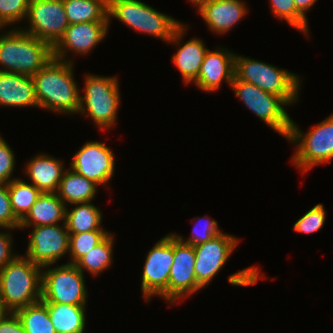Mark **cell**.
<instances>
[{"mask_svg":"<svg viewBox=\"0 0 333 333\" xmlns=\"http://www.w3.org/2000/svg\"><path fill=\"white\" fill-rule=\"evenodd\" d=\"M71 60L52 58L32 76L40 108L61 114L79 113L80 92L73 74Z\"/></svg>","mask_w":333,"mask_h":333,"instance_id":"obj_1","label":"cell"},{"mask_svg":"<svg viewBox=\"0 0 333 333\" xmlns=\"http://www.w3.org/2000/svg\"><path fill=\"white\" fill-rule=\"evenodd\" d=\"M111 16L135 31L153 35L179 46L187 27L140 0H108L109 20Z\"/></svg>","mask_w":333,"mask_h":333,"instance_id":"obj_2","label":"cell"},{"mask_svg":"<svg viewBox=\"0 0 333 333\" xmlns=\"http://www.w3.org/2000/svg\"><path fill=\"white\" fill-rule=\"evenodd\" d=\"M53 58V47L16 27L0 35L1 72L33 76Z\"/></svg>","mask_w":333,"mask_h":333,"instance_id":"obj_3","label":"cell"},{"mask_svg":"<svg viewBox=\"0 0 333 333\" xmlns=\"http://www.w3.org/2000/svg\"><path fill=\"white\" fill-rule=\"evenodd\" d=\"M42 268L17 255L0 270V297L11 312L41 301Z\"/></svg>","mask_w":333,"mask_h":333,"instance_id":"obj_4","label":"cell"},{"mask_svg":"<svg viewBox=\"0 0 333 333\" xmlns=\"http://www.w3.org/2000/svg\"><path fill=\"white\" fill-rule=\"evenodd\" d=\"M234 76L265 92L280 96L289 105L298 100L300 78L287 70L235 54Z\"/></svg>","mask_w":333,"mask_h":333,"instance_id":"obj_5","label":"cell"},{"mask_svg":"<svg viewBox=\"0 0 333 333\" xmlns=\"http://www.w3.org/2000/svg\"><path fill=\"white\" fill-rule=\"evenodd\" d=\"M118 82L115 76L88 73L85 77V92L80 95L79 112L88 114L99 129H110L116 124L120 103Z\"/></svg>","mask_w":333,"mask_h":333,"instance_id":"obj_6","label":"cell"},{"mask_svg":"<svg viewBox=\"0 0 333 333\" xmlns=\"http://www.w3.org/2000/svg\"><path fill=\"white\" fill-rule=\"evenodd\" d=\"M296 143V152L291 161L302 173L315 165L332 162L333 159V114L315 125L307 133L301 132L291 120L290 133L287 138Z\"/></svg>","mask_w":333,"mask_h":333,"instance_id":"obj_7","label":"cell"},{"mask_svg":"<svg viewBox=\"0 0 333 333\" xmlns=\"http://www.w3.org/2000/svg\"><path fill=\"white\" fill-rule=\"evenodd\" d=\"M230 86L236 96L259 119L284 138H288L292 119L284 108L288 104L280 96L265 92L256 85L241 81L235 76Z\"/></svg>","mask_w":333,"mask_h":333,"instance_id":"obj_8","label":"cell"},{"mask_svg":"<svg viewBox=\"0 0 333 333\" xmlns=\"http://www.w3.org/2000/svg\"><path fill=\"white\" fill-rule=\"evenodd\" d=\"M42 271V301L68 305H86L84 272L75 264L58 265Z\"/></svg>","mask_w":333,"mask_h":333,"instance_id":"obj_9","label":"cell"},{"mask_svg":"<svg viewBox=\"0 0 333 333\" xmlns=\"http://www.w3.org/2000/svg\"><path fill=\"white\" fill-rule=\"evenodd\" d=\"M173 257L174 233L161 238L147 253L141 282V291L147 302L154 295L168 301V281Z\"/></svg>","mask_w":333,"mask_h":333,"instance_id":"obj_10","label":"cell"},{"mask_svg":"<svg viewBox=\"0 0 333 333\" xmlns=\"http://www.w3.org/2000/svg\"><path fill=\"white\" fill-rule=\"evenodd\" d=\"M27 18L28 30L20 29L52 47L69 26L63 0H29Z\"/></svg>","mask_w":333,"mask_h":333,"instance_id":"obj_11","label":"cell"},{"mask_svg":"<svg viewBox=\"0 0 333 333\" xmlns=\"http://www.w3.org/2000/svg\"><path fill=\"white\" fill-rule=\"evenodd\" d=\"M69 235L65 223L33 227L26 257L43 268L50 267L69 253Z\"/></svg>","mask_w":333,"mask_h":333,"instance_id":"obj_12","label":"cell"},{"mask_svg":"<svg viewBox=\"0 0 333 333\" xmlns=\"http://www.w3.org/2000/svg\"><path fill=\"white\" fill-rule=\"evenodd\" d=\"M238 242L234 235L221 233L205 243L194 246L195 277L202 288L209 285L213 277L220 272Z\"/></svg>","mask_w":333,"mask_h":333,"instance_id":"obj_13","label":"cell"},{"mask_svg":"<svg viewBox=\"0 0 333 333\" xmlns=\"http://www.w3.org/2000/svg\"><path fill=\"white\" fill-rule=\"evenodd\" d=\"M194 246L181 242L174 235V257L168 281V301L172 305L202 289L194 271Z\"/></svg>","mask_w":333,"mask_h":333,"instance_id":"obj_14","label":"cell"},{"mask_svg":"<svg viewBox=\"0 0 333 333\" xmlns=\"http://www.w3.org/2000/svg\"><path fill=\"white\" fill-rule=\"evenodd\" d=\"M114 161L113 152L105 143L91 141L75 153L70 168L96 184L105 186L114 174Z\"/></svg>","mask_w":333,"mask_h":333,"instance_id":"obj_15","label":"cell"},{"mask_svg":"<svg viewBox=\"0 0 333 333\" xmlns=\"http://www.w3.org/2000/svg\"><path fill=\"white\" fill-rule=\"evenodd\" d=\"M109 22L69 24L63 36L53 46V58L65 61L67 50L87 54L107 35Z\"/></svg>","mask_w":333,"mask_h":333,"instance_id":"obj_16","label":"cell"},{"mask_svg":"<svg viewBox=\"0 0 333 333\" xmlns=\"http://www.w3.org/2000/svg\"><path fill=\"white\" fill-rule=\"evenodd\" d=\"M193 4L198 7L210 31L217 34L231 30L247 12L241 0H196Z\"/></svg>","mask_w":333,"mask_h":333,"instance_id":"obj_17","label":"cell"},{"mask_svg":"<svg viewBox=\"0 0 333 333\" xmlns=\"http://www.w3.org/2000/svg\"><path fill=\"white\" fill-rule=\"evenodd\" d=\"M233 51L219 48L216 51H206L197 80L194 82L203 91L214 92L220 89L225 80L231 85L234 77Z\"/></svg>","mask_w":333,"mask_h":333,"instance_id":"obj_18","label":"cell"},{"mask_svg":"<svg viewBox=\"0 0 333 333\" xmlns=\"http://www.w3.org/2000/svg\"><path fill=\"white\" fill-rule=\"evenodd\" d=\"M39 107L32 76L0 71V106Z\"/></svg>","mask_w":333,"mask_h":333,"instance_id":"obj_19","label":"cell"},{"mask_svg":"<svg viewBox=\"0 0 333 333\" xmlns=\"http://www.w3.org/2000/svg\"><path fill=\"white\" fill-rule=\"evenodd\" d=\"M63 161L40 154L28 161L25 172L31 183L42 193H56L66 169Z\"/></svg>","mask_w":333,"mask_h":333,"instance_id":"obj_20","label":"cell"},{"mask_svg":"<svg viewBox=\"0 0 333 333\" xmlns=\"http://www.w3.org/2000/svg\"><path fill=\"white\" fill-rule=\"evenodd\" d=\"M67 205L57 193H41L27 215L20 221L19 228L65 223Z\"/></svg>","mask_w":333,"mask_h":333,"instance_id":"obj_21","label":"cell"},{"mask_svg":"<svg viewBox=\"0 0 333 333\" xmlns=\"http://www.w3.org/2000/svg\"><path fill=\"white\" fill-rule=\"evenodd\" d=\"M98 184L78 174L73 169H66L60 181L58 191L59 198L65 203L91 202L96 196Z\"/></svg>","mask_w":333,"mask_h":333,"instance_id":"obj_22","label":"cell"},{"mask_svg":"<svg viewBox=\"0 0 333 333\" xmlns=\"http://www.w3.org/2000/svg\"><path fill=\"white\" fill-rule=\"evenodd\" d=\"M201 39L193 38L180 46L172 61L181 73L184 83L195 82L198 78L204 55L208 48Z\"/></svg>","mask_w":333,"mask_h":333,"instance_id":"obj_23","label":"cell"},{"mask_svg":"<svg viewBox=\"0 0 333 333\" xmlns=\"http://www.w3.org/2000/svg\"><path fill=\"white\" fill-rule=\"evenodd\" d=\"M45 304L56 333H84L86 305Z\"/></svg>","mask_w":333,"mask_h":333,"instance_id":"obj_24","label":"cell"},{"mask_svg":"<svg viewBox=\"0 0 333 333\" xmlns=\"http://www.w3.org/2000/svg\"><path fill=\"white\" fill-rule=\"evenodd\" d=\"M69 24L110 22L108 0H63Z\"/></svg>","mask_w":333,"mask_h":333,"instance_id":"obj_25","label":"cell"},{"mask_svg":"<svg viewBox=\"0 0 333 333\" xmlns=\"http://www.w3.org/2000/svg\"><path fill=\"white\" fill-rule=\"evenodd\" d=\"M72 210L66 208L65 224L69 233H83L104 230L101 227L102 213L90 202L75 203Z\"/></svg>","mask_w":333,"mask_h":333,"instance_id":"obj_26","label":"cell"},{"mask_svg":"<svg viewBox=\"0 0 333 333\" xmlns=\"http://www.w3.org/2000/svg\"><path fill=\"white\" fill-rule=\"evenodd\" d=\"M114 236L109 233L100 243L83 255L76 263L82 272L89 271L92 275L101 274L112 263Z\"/></svg>","mask_w":333,"mask_h":333,"instance_id":"obj_27","label":"cell"},{"mask_svg":"<svg viewBox=\"0 0 333 333\" xmlns=\"http://www.w3.org/2000/svg\"><path fill=\"white\" fill-rule=\"evenodd\" d=\"M25 333H56L47 305L41 300L15 311Z\"/></svg>","mask_w":333,"mask_h":333,"instance_id":"obj_28","label":"cell"},{"mask_svg":"<svg viewBox=\"0 0 333 333\" xmlns=\"http://www.w3.org/2000/svg\"><path fill=\"white\" fill-rule=\"evenodd\" d=\"M8 183V191L12 211L16 218L21 221L29 212L39 195L42 193L32 183H26L20 178Z\"/></svg>","mask_w":333,"mask_h":333,"instance_id":"obj_29","label":"cell"},{"mask_svg":"<svg viewBox=\"0 0 333 333\" xmlns=\"http://www.w3.org/2000/svg\"><path fill=\"white\" fill-rule=\"evenodd\" d=\"M110 232L92 230L83 233H69L70 264H75L83 255L100 243Z\"/></svg>","mask_w":333,"mask_h":333,"instance_id":"obj_30","label":"cell"},{"mask_svg":"<svg viewBox=\"0 0 333 333\" xmlns=\"http://www.w3.org/2000/svg\"><path fill=\"white\" fill-rule=\"evenodd\" d=\"M272 13L281 20H286L293 28L308 34V23L297 9L294 0H270Z\"/></svg>","mask_w":333,"mask_h":333,"instance_id":"obj_31","label":"cell"},{"mask_svg":"<svg viewBox=\"0 0 333 333\" xmlns=\"http://www.w3.org/2000/svg\"><path fill=\"white\" fill-rule=\"evenodd\" d=\"M197 219L198 220L196 221V223H194L195 228H193L192 235L188 239L184 240L181 235H174L183 243L197 246L211 240L212 238L222 233V231L218 229L217 221H215L214 219L210 220L206 216L201 218L197 217ZM203 219L204 223L201 224V221H203Z\"/></svg>","mask_w":333,"mask_h":333,"instance_id":"obj_32","label":"cell"},{"mask_svg":"<svg viewBox=\"0 0 333 333\" xmlns=\"http://www.w3.org/2000/svg\"><path fill=\"white\" fill-rule=\"evenodd\" d=\"M325 208L321 203L315 205L312 209L304 214L301 218L297 220L294 224V231L298 233H316L319 231L324 223L326 218Z\"/></svg>","mask_w":333,"mask_h":333,"instance_id":"obj_33","label":"cell"},{"mask_svg":"<svg viewBox=\"0 0 333 333\" xmlns=\"http://www.w3.org/2000/svg\"><path fill=\"white\" fill-rule=\"evenodd\" d=\"M29 0H0V20L6 26L27 16Z\"/></svg>","mask_w":333,"mask_h":333,"instance_id":"obj_34","label":"cell"},{"mask_svg":"<svg viewBox=\"0 0 333 333\" xmlns=\"http://www.w3.org/2000/svg\"><path fill=\"white\" fill-rule=\"evenodd\" d=\"M20 221L12 211L8 185L0 182V228H19Z\"/></svg>","mask_w":333,"mask_h":333,"instance_id":"obj_35","label":"cell"},{"mask_svg":"<svg viewBox=\"0 0 333 333\" xmlns=\"http://www.w3.org/2000/svg\"><path fill=\"white\" fill-rule=\"evenodd\" d=\"M15 156L8 143L0 136V182L10 183L14 172Z\"/></svg>","mask_w":333,"mask_h":333,"instance_id":"obj_36","label":"cell"},{"mask_svg":"<svg viewBox=\"0 0 333 333\" xmlns=\"http://www.w3.org/2000/svg\"><path fill=\"white\" fill-rule=\"evenodd\" d=\"M5 229L6 232H0V270L17 256L12 254V235L7 232V229L11 230V228Z\"/></svg>","mask_w":333,"mask_h":333,"instance_id":"obj_37","label":"cell"},{"mask_svg":"<svg viewBox=\"0 0 333 333\" xmlns=\"http://www.w3.org/2000/svg\"><path fill=\"white\" fill-rule=\"evenodd\" d=\"M0 333H25L23 325L15 312H10L0 321Z\"/></svg>","mask_w":333,"mask_h":333,"instance_id":"obj_38","label":"cell"},{"mask_svg":"<svg viewBox=\"0 0 333 333\" xmlns=\"http://www.w3.org/2000/svg\"><path fill=\"white\" fill-rule=\"evenodd\" d=\"M317 0H294L296 9L306 18L307 10L316 3Z\"/></svg>","mask_w":333,"mask_h":333,"instance_id":"obj_39","label":"cell"},{"mask_svg":"<svg viewBox=\"0 0 333 333\" xmlns=\"http://www.w3.org/2000/svg\"><path fill=\"white\" fill-rule=\"evenodd\" d=\"M11 311L5 306L0 297V321L4 319Z\"/></svg>","mask_w":333,"mask_h":333,"instance_id":"obj_40","label":"cell"},{"mask_svg":"<svg viewBox=\"0 0 333 333\" xmlns=\"http://www.w3.org/2000/svg\"><path fill=\"white\" fill-rule=\"evenodd\" d=\"M4 26H5V25H4L3 22L0 20V29H1V28H4Z\"/></svg>","mask_w":333,"mask_h":333,"instance_id":"obj_41","label":"cell"}]
</instances>
